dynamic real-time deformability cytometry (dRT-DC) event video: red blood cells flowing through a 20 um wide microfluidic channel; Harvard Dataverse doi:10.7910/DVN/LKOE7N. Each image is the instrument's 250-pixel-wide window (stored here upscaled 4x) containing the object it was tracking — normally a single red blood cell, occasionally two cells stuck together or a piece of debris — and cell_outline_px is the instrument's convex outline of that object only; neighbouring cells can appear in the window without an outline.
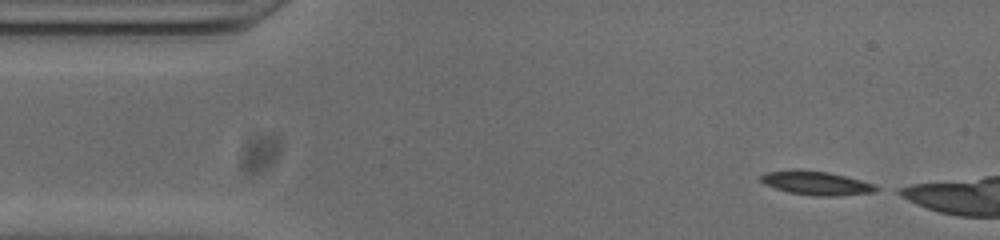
{"species": "common noctule bat (a hibernating species)", "species_latin": "Nyctalus noctula", "temperature_condition": "cold", "stored_images_in_passage": 38, "camera_frame_rate_fps": 3000, "um_per_image_px": 0.085, "animal": {"sex": "male", "body_mass_g": 20.0, "forearm_length_mm": 53.3}, "frame": {"image": 1, "passage_image": 1, "time_ms": 0.0, "image_size_px": [1000, 240], "cell_outline_px": [[884, 188], [876, 192], [836, 196], [812, 196], [788, 192], [764, 184], [760, 180], [760, 176], [764, 172], [828, 172], [876, 184]], "centroid_in_image_um": [69.51, 15.62], "position_along_channel_um": 15.5, "area_um2": 15.49}}
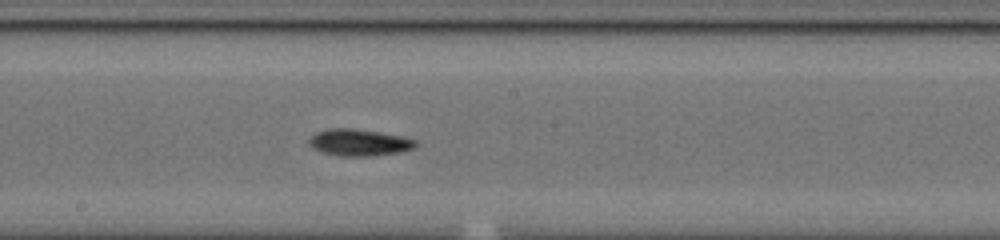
{"frame": {"image": 2, "passage_image": 23, "time_ms": 7.333, "image_size_px": [1000, 240], "cell_outline_px": [[420, 144], [416, 148], [400, 152], [368, 156], [340, 156], [320, 152], [312, 148], [308, 144], [308, 140], [316, 132], [328, 128], [352, 128], [380, 132], [404, 136], [416, 140]], "centroid_in_image_um": [30.55, 12.11], "position_along_channel_um": 217.7, "area_um2": 16.94}}
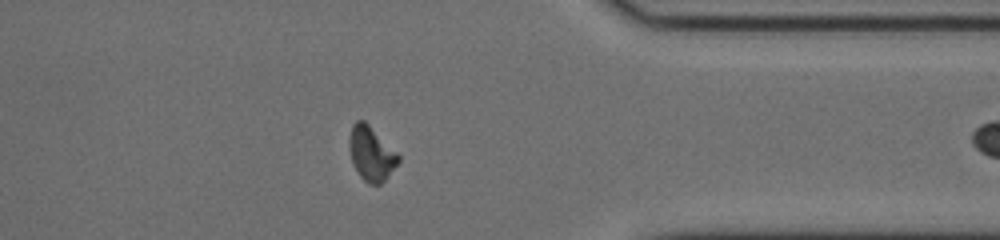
{"frame": {"image": 3, "passage_image": 37, "time_ms": 12.0, "image_size_px": [1000, 240], "cell_outline_px": [[400, 160], [384, 180], [380, 184], [368, 184], [360, 176], [352, 160], [348, 148], [348, 140], [352, 124], [356, 120], [364, 120], [400, 156]], "centroid_in_image_um": [31.52, 13.04], "position_along_channel_um": 379.9, "area_um2": 15.26}}